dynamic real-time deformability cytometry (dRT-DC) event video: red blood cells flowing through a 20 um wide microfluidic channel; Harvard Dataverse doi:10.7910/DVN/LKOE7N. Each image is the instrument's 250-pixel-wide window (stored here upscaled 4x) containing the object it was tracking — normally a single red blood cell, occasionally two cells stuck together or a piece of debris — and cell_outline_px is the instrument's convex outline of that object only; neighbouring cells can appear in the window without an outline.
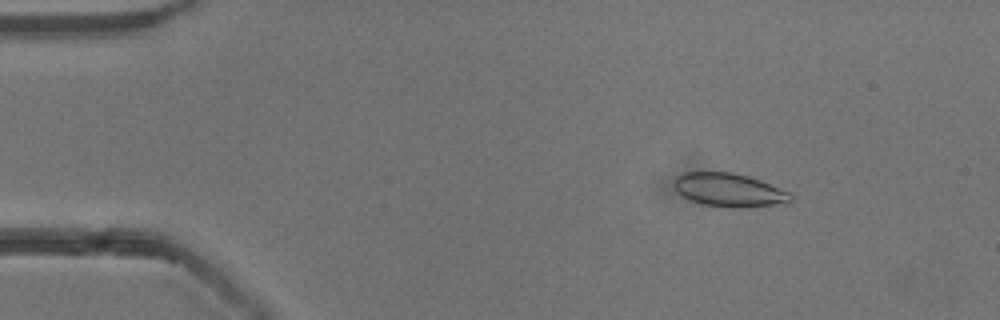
{"species": "common noctule bat (a hibernating species)", "species_latin": "Nyctalus noctula", "temperature_condition": "cold", "stored_images_in_passage": 54, "camera_frame_rate_fps": 3000, "um_per_image_px": 0.085, "animal": {"sex": "male", "body_mass_g": 13.3}, "frame": {"image": 1, "passage_image": 8, "time_ms": 2.333, "image_size_px": [1000, 320], "cell_outline_px": [[792, 200], [788, 204], [744, 208], [732, 208], [704, 204], [688, 200], [680, 196], [676, 188], [676, 176], [680, 172], [732, 172], [748, 176], [760, 180], [788, 192], [792, 196]], "centroid_in_image_um": [61.99, 16.17], "position_along_channel_um": 23.0, "area_um2": 22.95}}
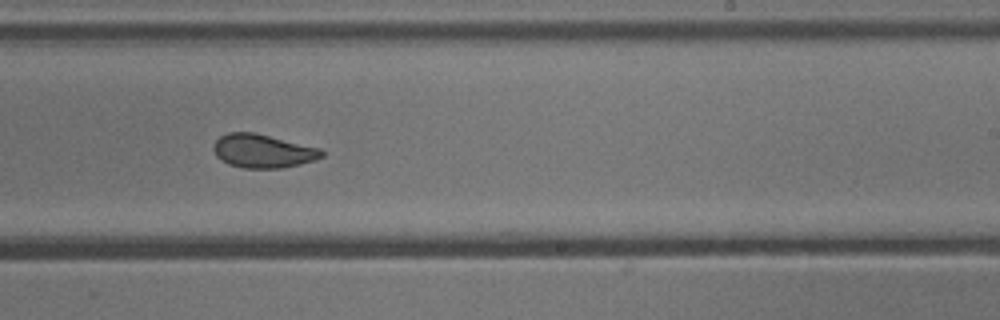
{"frame": {"image": 2, "passage_image": 33, "time_ms": 10.667, "image_size_px": [1000, 320], "cell_outline_px": [[324, 156], [300, 164], [280, 168], [244, 168], [228, 164], [220, 160], [216, 156], [212, 148], [212, 144], [220, 136], [228, 132], [252, 132], [320, 148], [324, 152]], "centroid_in_image_um": [22.29, 12.84], "position_along_channel_um": 266.7, "area_um2": 21.1}}
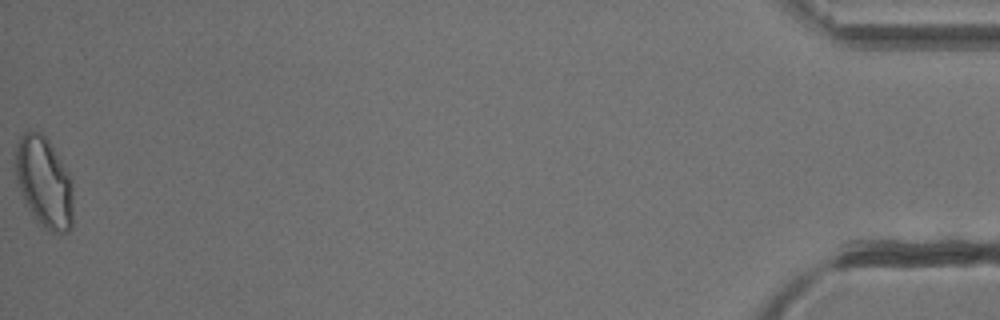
{"frame": {"image": 3, "passage_image": 54, "time_ms": 17.667, "image_size_px": [1000, 320], "cell_outline_px": [[72, 228], [68, 232], [52, 232], [36, 224], [24, 204], [16, 180], [16, 144], [20, 136], [24, 132], [40, 132], [48, 140], [68, 172], [72, 180]], "centroid_in_image_um": [3.73, 15.55], "position_along_channel_um": 431.5, "area_um2": 30.81}, "authors_computed_cell_mechanics": {"area_um2": 22.4264, "velocity_mm_per_s": 3.8422, "shape_relaxation_time_tau1_ms": 4.8665, "shape_relaxation_time_tau2_ms": 1.2264, "deformation_change_tau1": 0.1247, "deformation_change_tau2": 0.0633}}